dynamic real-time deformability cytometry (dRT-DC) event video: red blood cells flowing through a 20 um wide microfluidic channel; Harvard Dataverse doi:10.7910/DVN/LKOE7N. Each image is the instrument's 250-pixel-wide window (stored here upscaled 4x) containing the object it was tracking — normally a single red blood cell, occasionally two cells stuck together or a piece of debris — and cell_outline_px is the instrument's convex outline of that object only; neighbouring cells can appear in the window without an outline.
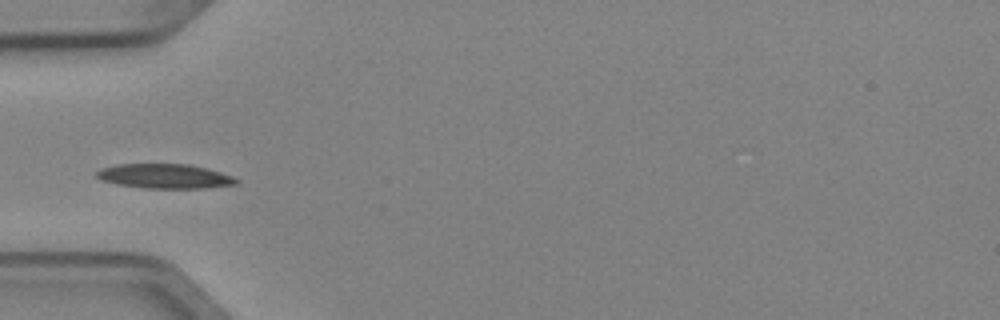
{"species": "Egyptian fruit bat (a non-hibernating species)", "species_latin": "Rousettus aegyptiacus", "temperature_condition": "cold", "stored_images_in_passage": 4, "camera_frame_rate_fps": 3000, "um_per_image_px": 0.085, "animal": {"sex": "female"}, "frame": {"image": 1, "passage_image": 4, "time_ms": 1.0, "image_size_px": [1000, 320], "cell_outline_px": [[240, 184], [208, 188], [140, 188], [116, 184], [100, 180], [96, 176], [96, 172], [100, 168], [116, 164], [188, 164], [220, 172], [232, 176], [240, 180]], "centroid_in_image_um": [13.99, 14.98], "position_along_channel_um": 71.0, "area_um2": 20.17}}